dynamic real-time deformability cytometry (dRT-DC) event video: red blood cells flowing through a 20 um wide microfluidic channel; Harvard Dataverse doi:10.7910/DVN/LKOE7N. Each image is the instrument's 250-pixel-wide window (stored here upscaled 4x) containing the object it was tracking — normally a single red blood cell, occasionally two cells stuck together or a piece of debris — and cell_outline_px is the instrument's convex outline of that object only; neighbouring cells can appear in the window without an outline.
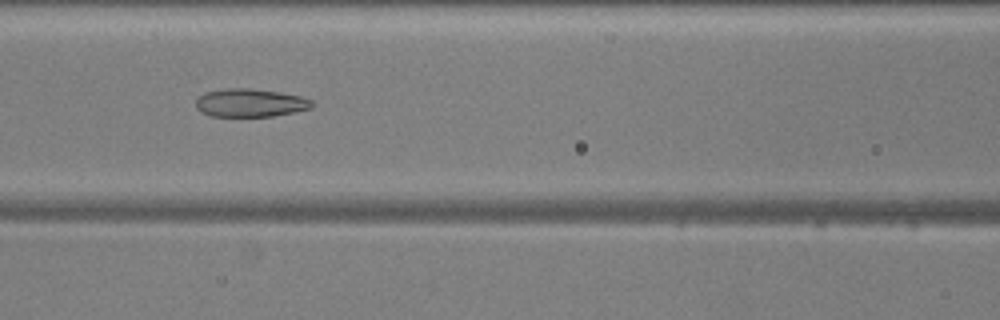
{"species": "common noctule bat (a hibernating species)", "species_latin": "Nyctalus noctula", "temperature_condition": "warm", "stored_images_in_passage": 53, "camera_frame_rate_fps": 3000, "um_per_image_px": 0.085, "animal": {"sex": "male", "body_mass_g": 20.5, "forearm_length_mm": 52.5}, "frame": {"image": 1, "passage_image": 23, "time_ms": 7.333, "image_size_px": [1000, 320], "cell_outline_px": [[312, 108], [296, 112], [272, 116], [212, 116], [200, 112], [196, 108], [196, 100], [200, 96], [208, 92], [228, 88], [248, 88], [280, 92], [300, 96], [312, 100]], "centroid_in_image_um": [21.28, 8.75], "position_along_channel_um": 145.3, "area_um2": 18.96}}
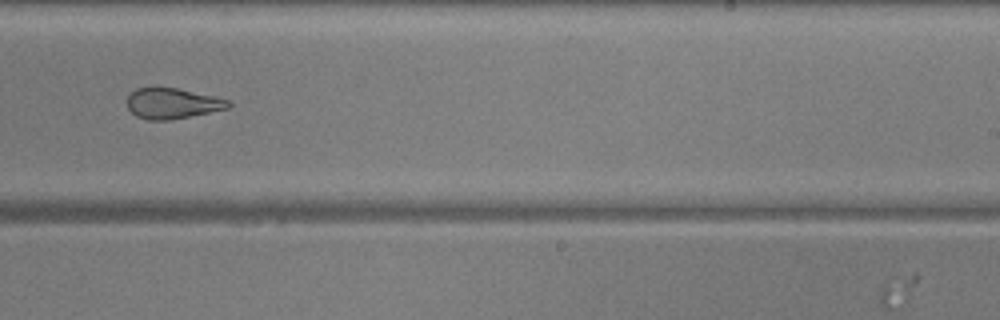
{"frame": {"image": 2, "passage_image": 33, "time_ms": 10.667, "image_size_px": [1000, 320], "cell_outline_px": [[232, 104], [228, 108], [168, 120], [148, 120], [136, 116], [128, 108], [124, 100], [136, 88], [152, 84], [176, 88], [216, 96], [228, 100]], "centroid_in_image_um": [14.57, 8.74], "position_along_channel_um": 274.4, "area_um2": 18.5}}
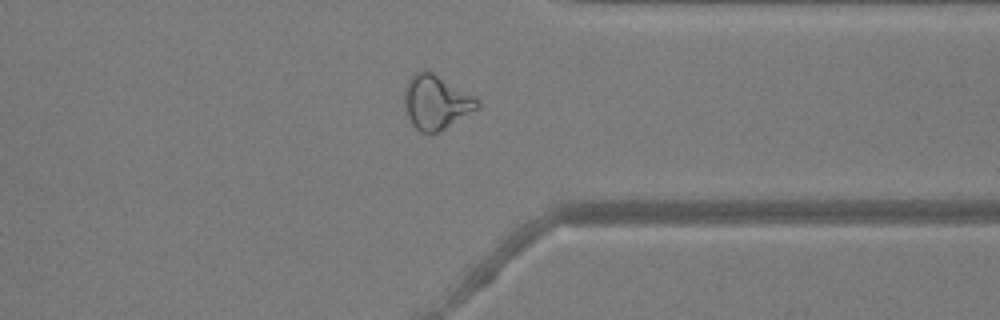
{"frame": {"image": 3, "passage_image": 41, "time_ms": 13.333, "image_size_px": [1000, 320], "cell_outline_px": [[480, 104], [476, 108], [440, 132], [420, 132], [412, 124], [404, 108], [404, 88], [408, 80], [416, 72], [432, 72], [476, 96], [480, 100]], "centroid_in_image_um": [37.05, 8.68], "position_along_channel_um": 374.3, "area_um2": 22.77}, "authors_computed_cell_mechanics": {"area_um2": 23.409, "velocity_mm_per_s": 3.8818, "shape_relaxation_time_tau1_ms": null, "shape_relaxation_time_tau2_ms": 2.173, "deformation_change_tau1": null, "deformation_change_tau2": 0.1004}}